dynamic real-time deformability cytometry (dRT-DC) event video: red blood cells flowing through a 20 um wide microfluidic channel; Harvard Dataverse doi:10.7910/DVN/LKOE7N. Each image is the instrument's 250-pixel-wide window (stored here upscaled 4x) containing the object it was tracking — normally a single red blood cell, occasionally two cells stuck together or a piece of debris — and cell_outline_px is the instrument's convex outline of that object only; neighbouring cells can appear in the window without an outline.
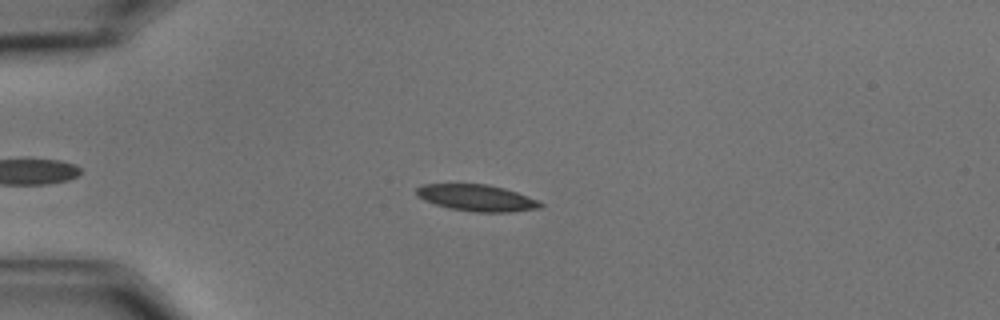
{"species": "common noctule bat (a hibernating species)", "species_latin": "Nyctalus noctula", "temperature_condition": "cold", "stored_images_in_passage": 53, "camera_frame_rate_fps": 3000, "um_per_image_px": 0.085, "animal": {"sex": "male", "body_mass_g": 15.6}, "frame": {"image": 1, "passage_image": 15, "time_ms": 4.667, "image_size_px": [1000, 320], "cell_outline_px": [[544, 208], [508, 212], [476, 212], [448, 208], [424, 200], [416, 196], [416, 188], [424, 184], [488, 184], [504, 188], [540, 200], [544, 204]], "centroid_in_image_um": [40.56, 16.82], "position_along_channel_um": 44.4, "area_um2": 19.31}}
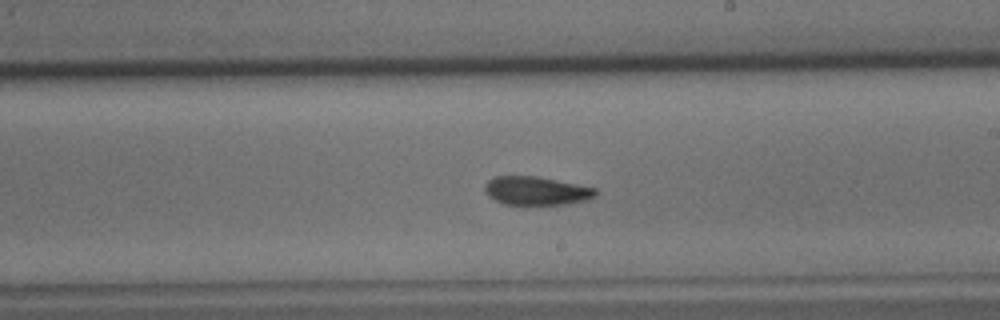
{"frame": {"image": 2, "passage_image": 34, "time_ms": 11.0, "image_size_px": [1000, 320], "cell_outline_px": [[600, 192], [596, 196], [588, 200], [568, 204], [504, 204], [488, 196], [484, 188], [484, 184], [492, 176], [536, 176], [596, 188]], "centroid_in_image_um": [45.6, 16.21], "position_along_channel_um": 243.4, "area_um2": 18.5}}
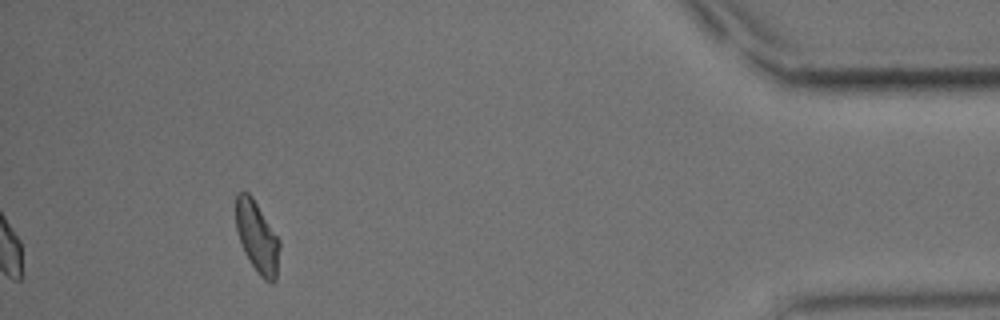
{"frame": {"image": 3, "passage_image": 53, "time_ms": 17.333, "image_size_px": [1000, 320], "cell_outline_px": [[280, 244], [276, 280], [272, 284], [264, 280], [260, 276], [248, 260], [240, 244], [236, 228], [236, 192], [248, 192], [252, 196], [280, 240]], "centroid_in_image_um": [21.85, 20.17], "position_along_channel_um": 413.3, "area_um2": 18.32}, "authors_computed_cell_mechanics": {"area_um2": 18.496, "velocity_mm_per_s": 3.5322, "shape_relaxation_time_tau1_ms": 7.2788, "shape_relaxation_time_tau2_ms": 5.7754, "deformation_change_tau1": 0.1599, "deformation_change_tau2": 0.1203}}